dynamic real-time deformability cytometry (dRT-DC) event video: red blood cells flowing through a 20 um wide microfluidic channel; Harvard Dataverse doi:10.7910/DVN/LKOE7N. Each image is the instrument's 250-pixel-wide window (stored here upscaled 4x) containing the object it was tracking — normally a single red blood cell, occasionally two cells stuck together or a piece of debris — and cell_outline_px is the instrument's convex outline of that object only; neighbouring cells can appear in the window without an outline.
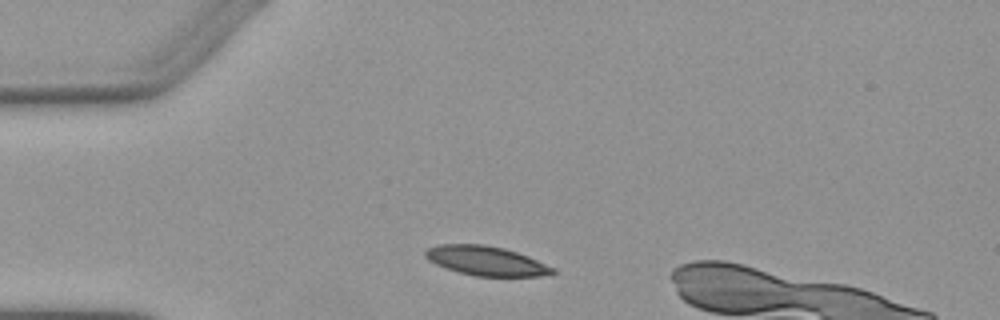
{"species": "Egyptian fruit bat (a non-hibernating species)", "species_latin": "Rousettus aegyptiacus", "temperature_condition": "warm", "stored_images_in_passage": 1, "camera_frame_rate_fps": 3000, "um_per_image_px": 0.085, "animal": {"sex": "female"}, "frame": {"image": 1, "passage_image": 1, "time_ms": 0.0, "image_size_px": [1000, 320], "cell_outline_px": [[556, 272], [552, 276], [476, 276], [460, 272], [436, 264], [428, 260], [424, 256], [424, 252], [428, 248], [440, 244], [484, 244], [504, 248], [528, 256], [556, 268]], "centroid_in_image_um": [41.37, 22.17], "position_along_channel_um": 43.6, "area_um2": 21.85}}